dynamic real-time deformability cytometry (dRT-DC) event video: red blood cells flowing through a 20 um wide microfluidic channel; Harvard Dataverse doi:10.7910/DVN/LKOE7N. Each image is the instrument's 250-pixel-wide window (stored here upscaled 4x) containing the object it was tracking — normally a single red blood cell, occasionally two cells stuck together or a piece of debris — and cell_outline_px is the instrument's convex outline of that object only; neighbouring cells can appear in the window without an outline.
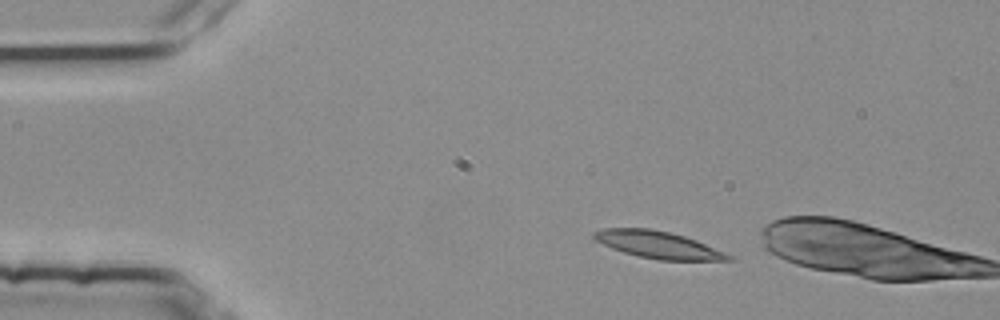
{"species": "common noctule bat (a hibernating species)", "species_latin": "Nyctalus noctula", "temperature_condition": "room temperature", "stored_images_in_passage": 2, "camera_frame_rate_fps": 3000, "um_per_image_px": 0.085, "animal": {"sex": "female", "body_mass_g": 25.1}, "frame": {"image": 1, "passage_image": 1, "time_ms": 0.0, "image_size_px": [1000, 320], "cell_outline_px": [[736, 260], [656, 260], [636, 256], [612, 248], [596, 240], [592, 236], [592, 232], [604, 228], [652, 228], [684, 236], [696, 240], [724, 252], [732, 256]], "centroid_in_image_um": [55.92, 20.8], "position_along_channel_um": 29.1, "area_um2": 21.15}}